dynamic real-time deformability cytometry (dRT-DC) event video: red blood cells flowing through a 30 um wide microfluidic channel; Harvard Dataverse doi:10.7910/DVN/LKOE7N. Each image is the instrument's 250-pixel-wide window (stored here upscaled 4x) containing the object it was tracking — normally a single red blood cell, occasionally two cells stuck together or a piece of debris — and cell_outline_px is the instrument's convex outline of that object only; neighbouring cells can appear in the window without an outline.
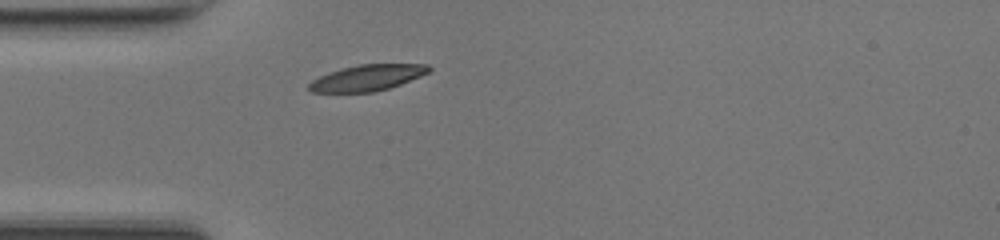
{"species": "common noctule bat (a hibernating species)", "species_latin": "Nyctalus noctula", "temperature_condition": "room temperature", "stored_images_in_passage": 29, "camera_frame_rate_fps": 3000, "um_per_image_px": 0.085, "animal": {"sex": "female", "body_mass_g": 17.0, "forearm_length_mm": 48.0}, "frame": {"image": 1, "passage_image": 1, "time_ms": 0.0, "image_size_px": [1000, 240], "cell_outline_px": [[432, 68], [428, 72], [420, 76], [400, 84], [388, 88], [372, 92], [312, 92], [308, 88], [308, 84], [312, 80], [320, 76], [344, 68], [360, 64], [428, 64]], "centroid_in_image_um": [31.23, 6.61], "position_along_channel_um": 53.8, "area_um2": 17.86}}
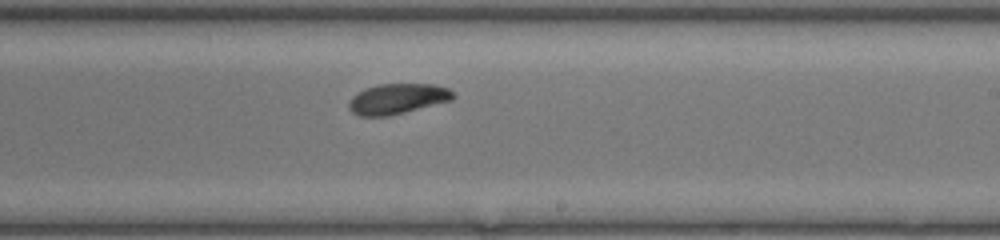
{"frame": {"image": 2, "passage_image": 16, "time_ms": 5.0, "image_size_px": [1000, 240], "cell_outline_px": [[456, 96], [452, 100], [388, 116], [360, 116], [352, 112], [348, 108], [348, 104], [352, 96], [364, 88], [376, 84], [432, 84], [448, 88]], "centroid_in_image_um": [33.75, 8.39], "position_along_channel_um": 255.2, "area_um2": 18.44}}
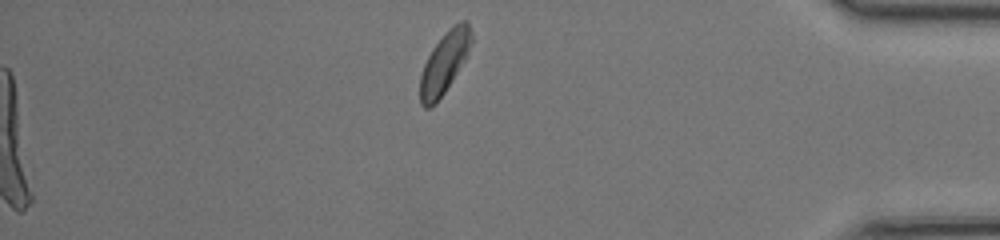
{"frame": {"image": 3, "passage_image": 29, "time_ms": 9.333, "image_size_px": [1000, 240], "cell_outline_px": [[472, 40], [468, 52], [464, 60], [444, 92], [436, 104], [428, 108], [424, 108], [420, 104], [420, 76], [424, 64], [432, 48], [444, 32], [452, 24], [460, 20], [468, 20], [472, 32]], "centroid_in_image_um": [37.77, 5.28], "position_along_channel_um": 397.4, "area_um2": 18.38}, "authors_computed_cell_mechanics": {"area_um2": 18.7272, "velocity_mm_per_s": 4.1549, "shape_relaxation_time_tau1_ms": 2.2491, "shape_relaxation_time_tau2_ms": 6.5794, "deformation_change_tau1": 0.1079, "deformation_change_tau2": 0.1068}}